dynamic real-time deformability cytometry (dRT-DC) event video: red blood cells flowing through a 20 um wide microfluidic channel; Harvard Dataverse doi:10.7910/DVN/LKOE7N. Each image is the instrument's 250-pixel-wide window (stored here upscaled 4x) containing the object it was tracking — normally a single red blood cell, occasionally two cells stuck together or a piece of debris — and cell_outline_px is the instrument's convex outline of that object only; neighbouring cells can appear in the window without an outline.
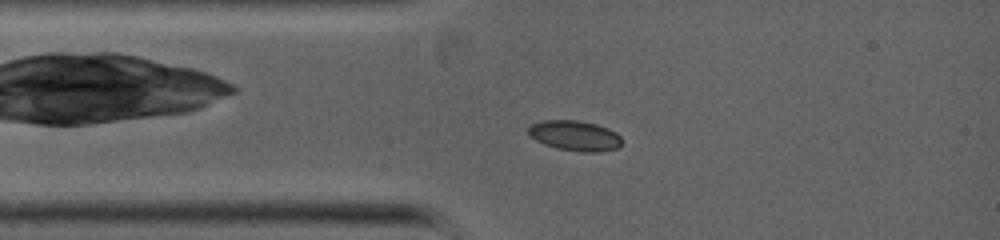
{"species": "common noctule bat (a hibernating species)", "species_latin": "Nyctalus noctula", "temperature_condition": "warm", "stored_images_in_passage": 4, "camera_frame_rate_fps": 5000, "um_per_image_px": 0.085, "animal": {"sex": "female", "body_mass_g": 19.0, "forearm_length_mm": 53.3}, "frame": {"image": 1, "passage_image": 1, "time_ms": 0.0, "image_size_px": [1000, 240], "cell_outline_px": [[620, 148], [600, 152], [580, 152], [556, 148], [544, 144], [528, 136], [528, 124], [540, 120], [580, 120], [596, 124], [608, 128], [616, 132], [620, 136]], "centroid_in_image_um": [48.83, 11.52], "position_along_channel_um": 36.2, "area_um2": 16.82}}
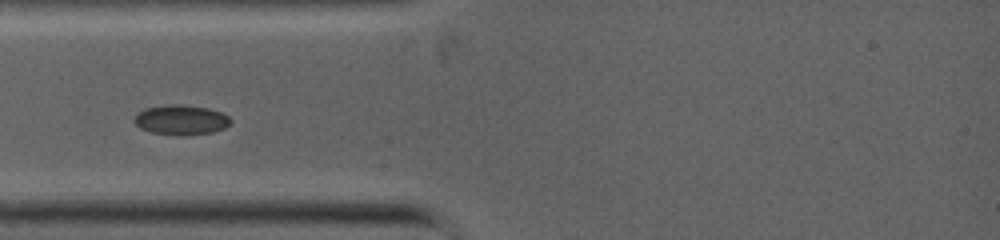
{"frame": {"image": 2, "passage_image": 3, "time_ms": 0.8, "image_size_px": [1000, 240], "cell_outline_px": [[232, 120], [224, 128], [212, 132], [152, 132], [140, 128], [132, 120], [136, 112], [144, 108], [172, 104], [180, 104], [208, 108], [220, 112], [228, 116]], "centroid_in_image_um": [15.34, 10.12], "position_along_channel_um": 69.7, "area_um2": 15.95}}